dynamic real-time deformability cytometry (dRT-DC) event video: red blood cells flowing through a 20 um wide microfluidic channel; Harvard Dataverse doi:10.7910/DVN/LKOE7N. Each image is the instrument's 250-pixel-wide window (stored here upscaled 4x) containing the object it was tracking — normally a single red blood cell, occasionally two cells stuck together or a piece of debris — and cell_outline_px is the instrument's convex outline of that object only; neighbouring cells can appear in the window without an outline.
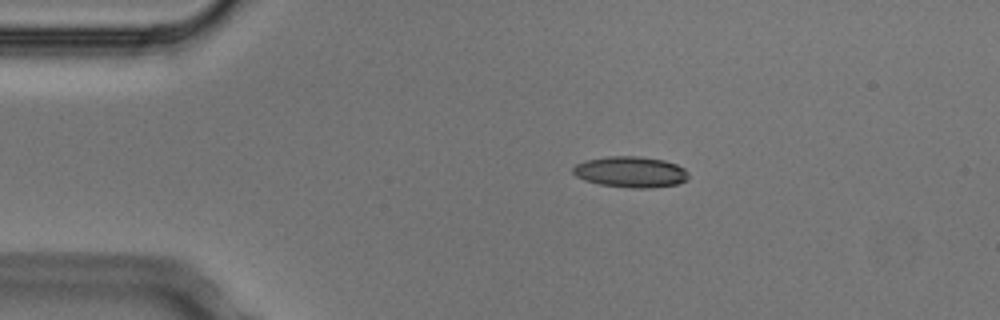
{"species": "Egyptian fruit bat (a non-hibernating species)", "species_latin": "Rousettus aegyptiacus", "temperature_condition": "cold", "stored_images_in_passage": 5, "camera_frame_rate_fps": 3000, "um_per_image_px": 0.085, "animal": {"sex": "male"}, "frame": {"image": 1, "passage_image": 2, "time_ms": 0.333, "image_size_px": [1000, 320], "cell_outline_px": [[688, 180], [676, 184], [652, 188], [632, 188], [600, 184], [584, 180], [576, 176], [572, 172], [572, 168], [576, 164], [584, 160], [608, 156], [640, 156], [664, 160], [676, 164], [684, 168], [688, 172]], "centroid_in_image_um": [53.6, 14.61], "position_along_channel_um": 31.4, "area_um2": 20.98}}
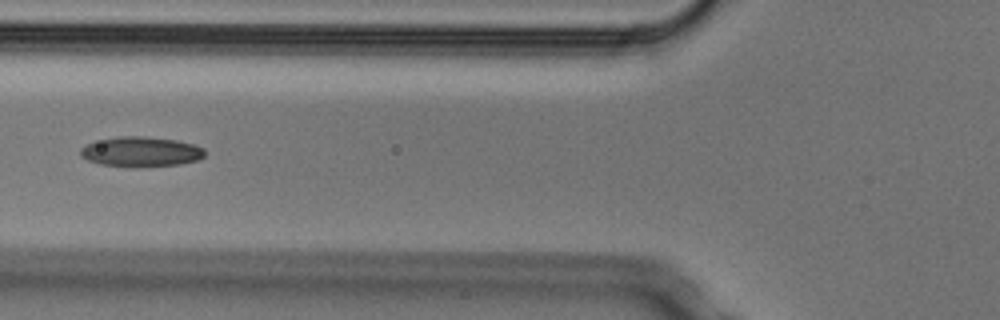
{"frame": {"image": 2, "passage_image": 5, "time_ms": 1.333, "image_size_px": [1000, 320], "cell_outline_px": [[204, 156], [200, 160], [180, 164], [100, 164], [88, 160], [80, 156], [80, 148], [88, 144], [116, 136], [144, 136], [176, 140], [192, 144], [204, 148]], "centroid_in_image_um": [12.0, 12.85], "position_along_channel_um": 113.8, "area_um2": 20.69}}